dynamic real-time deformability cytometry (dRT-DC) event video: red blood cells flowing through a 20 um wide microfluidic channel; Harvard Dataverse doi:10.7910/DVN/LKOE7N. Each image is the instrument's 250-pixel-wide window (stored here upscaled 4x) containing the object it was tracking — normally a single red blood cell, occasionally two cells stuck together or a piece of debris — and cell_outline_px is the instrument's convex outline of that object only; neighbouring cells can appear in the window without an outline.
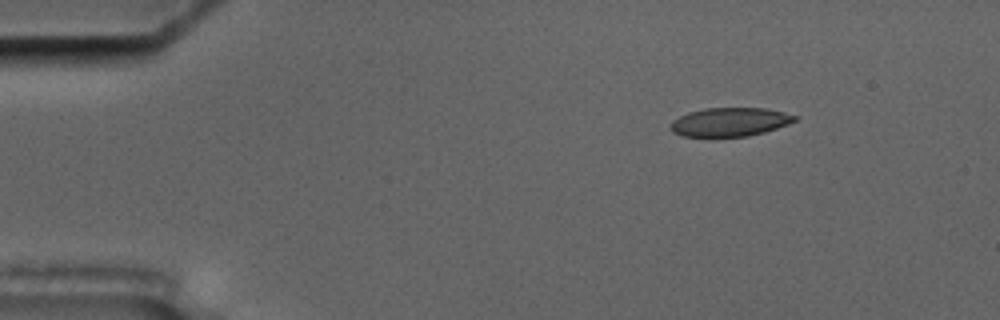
{"species": "common noctule bat (a hibernating species)", "species_latin": "Nyctalus noctula", "temperature_condition": "cold", "stored_images_in_passage": 5, "camera_frame_rate_fps": 3000, "um_per_image_px": 0.085, "animal": {"sex": "male", "body_mass_g": 17.5, "forearm_length_mm": 52.3}, "frame": {"image": 1, "passage_image": 1, "time_ms": 0.0, "image_size_px": [1000, 320], "cell_outline_px": [[800, 116], [796, 120], [788, 124], [764, 132], [748, 136], [680, 136], [672, 132], [668, 128], [672, 120], [688, 112], [704, 108], [768, 108]], "centroid_in_image_um": [62.02, 10.36], "position_along_channel_um": 23.0, "area_um2": 20.92}}